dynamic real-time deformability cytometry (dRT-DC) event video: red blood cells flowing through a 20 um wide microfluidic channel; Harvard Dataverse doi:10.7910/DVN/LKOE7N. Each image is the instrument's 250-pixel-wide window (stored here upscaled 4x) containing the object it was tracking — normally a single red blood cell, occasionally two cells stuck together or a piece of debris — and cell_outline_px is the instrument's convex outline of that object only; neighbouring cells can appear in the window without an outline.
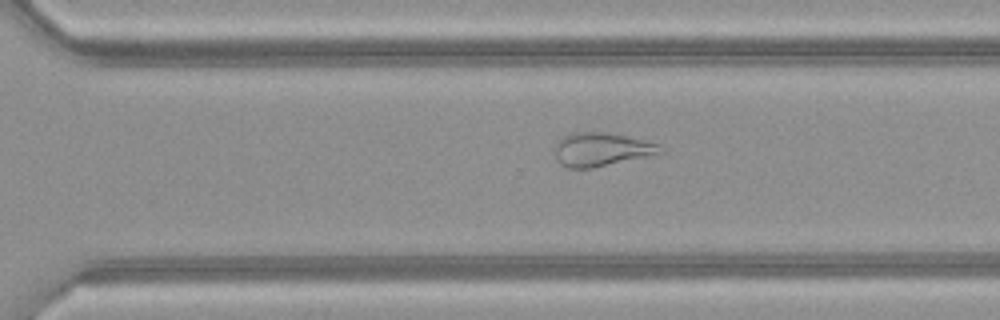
{"species": "common noctule bat (a hibernating species)", "species_latin": "Nyctalus noctula", "temperature_condition": "warm", "stored_images_in_passage": 46, "camera_frame_rate_fps": 3000, "um_per_image_px": 0.085, "animal": {"sex": "female", "body_mass_g": 21.9}, "frame": {"image": 1, "passage_image": 34, "time_ms": 11.0, "image_size_px": [1000, 320], "cell_outline_px": [[664, 152], [660, 156], [592, 168], [568, 168], [560, 164], [556, 160], [552, 152], [556, 144], [564, 136], [572, 132], [608, 132], [660, 144], [664, 148]], "centroid_in_image_um": [51.19, 12.73], "position_along_channel_um": 319.4, "area_um2": 21.44}}
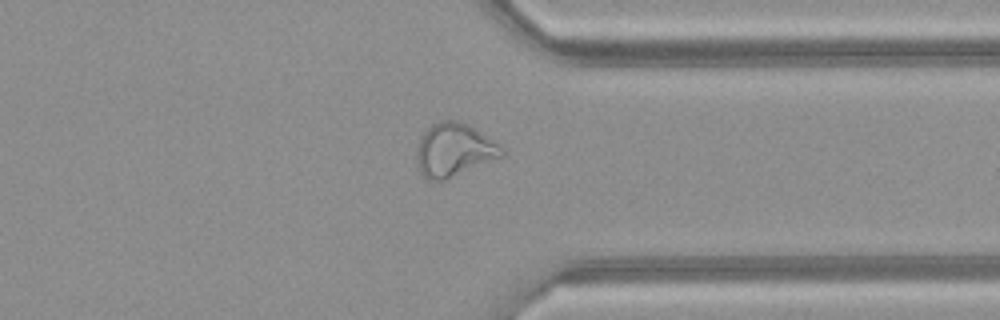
{"frame": {"image": 2, "passage_image": 38, "time_ms": 12.333, "image_size_px": [1000, 320], "cell_outline_px": [[504, 156], [448, 180], [428, 180], [416, 168], [416, 152], [420, 136], [432, 124], [440, 120], [460, 120], [468, 124], [504, 148]], "centroid_in_image_um": [38.57, 12.77], "position_along_channel_um": 372.8, "area_um2": 26.82}}
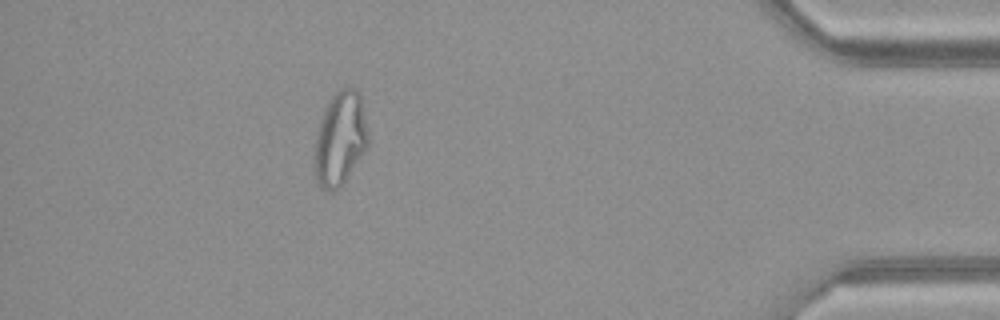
{"frame": {"image": 3, "passage_image": 44, "time_ms": 14.333, "image_size_px": [1000, 320], "cell_outline_px": [[368, 148], [340, 188], [332, 192], [324, 188], [316, 180], [312, 164], [312, 160], [316, 136], [320, 120], [328, 100], [332, 92], [340, 88], [356, 88], [360, 92], [368, 132]], "centroid_in_image_um": [28.9, 11.78], "position_along_channel_um": 406.3, "area_um2": 30.0}, "authors_computed_cell_mechanics": {"area_um2": 28.3798, "velocity_mm_per_s": 4.1642, "shape_relaxation_time_tau1_ms": null, "shape_relaxation_time_tau2_ms": 2.0705, "deformation_change_tau1": null, "deformation_change_tau2": 0.1102}}